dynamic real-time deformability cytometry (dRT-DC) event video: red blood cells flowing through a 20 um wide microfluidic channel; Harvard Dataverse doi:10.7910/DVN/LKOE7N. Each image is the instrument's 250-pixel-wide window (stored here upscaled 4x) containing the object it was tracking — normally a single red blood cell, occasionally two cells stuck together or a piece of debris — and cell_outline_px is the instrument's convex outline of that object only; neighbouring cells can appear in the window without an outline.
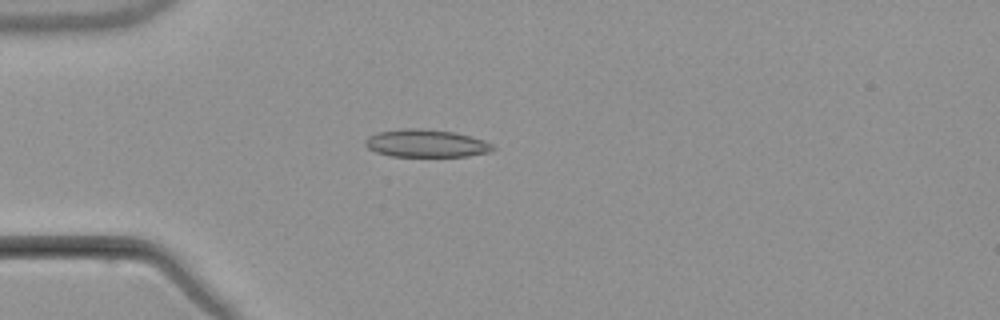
{"species": "common noctule bat (a hibernating species)", "species_latin": "Nyctalus noctula", "temperature_condition": "warm", "stored_images_in_passage": 4, "camera_frame_rate_fps": 3000, "um_per_image_px": 0.085, "animal": {"sex": "male", "body_mass_g": 21.5, "forearm_length_mm": 52.0}, "frame": {"image": 1, "passage_image": 3, "time_ms": 2.667, "image_size_px": [1000, 320], "cell_outline_px": [[496, 148], [492, 152], [468, 156], [392, 156], [376, 152], [368, 148], [364, 144], [364, 140], [368, 136], [380, 132], [404, 128], [416, 128], [456, 132], [484, 140], [492, 144]], "centroid_in_image_um": [36.25, 12.19], "position_along_channel_um": 48.8, "area_um2": 20.63}}